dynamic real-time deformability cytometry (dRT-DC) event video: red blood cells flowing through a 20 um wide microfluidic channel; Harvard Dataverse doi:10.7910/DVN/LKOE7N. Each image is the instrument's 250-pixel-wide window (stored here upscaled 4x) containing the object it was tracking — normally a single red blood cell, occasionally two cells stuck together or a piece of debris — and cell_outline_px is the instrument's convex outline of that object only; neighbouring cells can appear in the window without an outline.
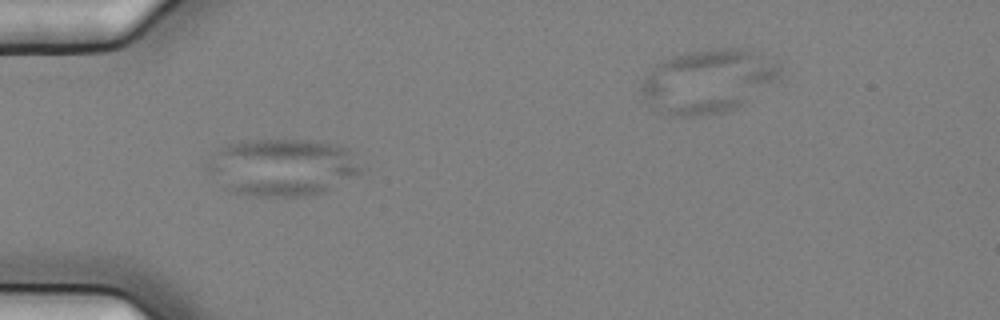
{"species": "common noctule bat (a hibernating species)", "species_latin": "Nyctalus noctula", "temperature_condition": "cold", "stored_images_in_passage": 39, "camera_frame_rate_fps": 3000, "um_per_image_px": 0.085, "animal": {"sex": "female", "body_mass_g": 25.1}, "frame": {"image": 1, "passage_image": 5, "time_ms": 1.333, "image_size_px": [1000, 320], "cell_outline_px": [[364, 172], [324, 192], [312, 196], [248, 196], [228, 192], [208, 172], [204, 164], [220, 148], [228, 144], [244, 140], [312, 140], [336, 144], [348, 148], [364, 168]], "centroid_in_image_um": [24.0, 14.23], "position_along_channel_um": 61.0, "area_um2": 52.02}}
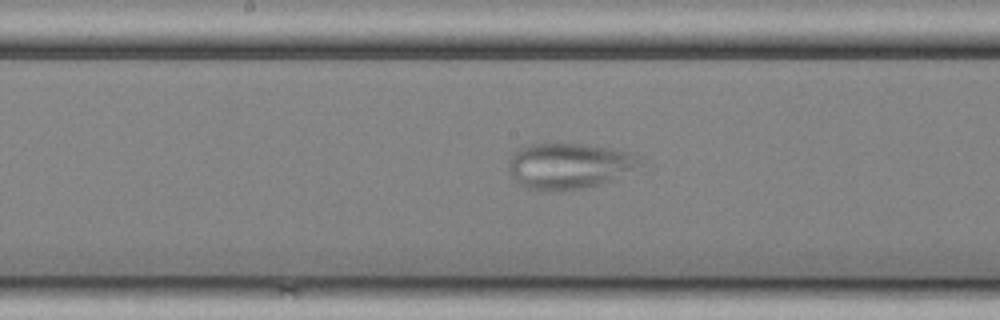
{"frame": {"image": 2, "passage_image": 17, "time_ms": 5.333, "image_size_px": [1000, 320], "cell_outline_px": [[644, 164], [616, 180], [588, 188], [560, 192], [548, 192], [524, 188], [512, 176], [508, 168], [508, 160], [512, 152], [528, 144], [580, 144], [612, 148], [644, 156]], "centroid_in_image_um": [48.42, 14.13], "position_along_channel_um": 199.8, "area_um2": 36.18}}
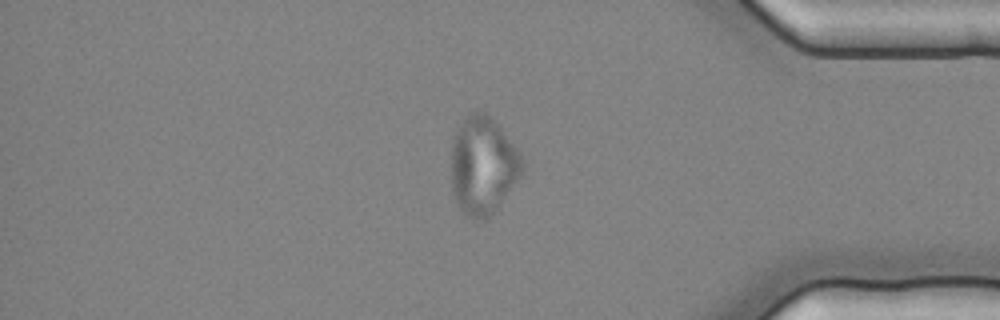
{"frame": {"image": 3, "passage_image": 35, "time_ms": 11.333, "image_size_px": [1000, 320], "cell_outline_px": [[524, 168], [516, 180], [496, 208], [484, 220], [472, 220], [464, 216], [456, 204], [452, 192], [452, 140], [456, 132], [464, 120], [472, 112], [484, 112], [500, 128], [520, 152], [524, 164]], "centroid_in_image_um": [41.02, 14.12], "position_along_channel_um": 394.2, "area_um2": 39.88}}